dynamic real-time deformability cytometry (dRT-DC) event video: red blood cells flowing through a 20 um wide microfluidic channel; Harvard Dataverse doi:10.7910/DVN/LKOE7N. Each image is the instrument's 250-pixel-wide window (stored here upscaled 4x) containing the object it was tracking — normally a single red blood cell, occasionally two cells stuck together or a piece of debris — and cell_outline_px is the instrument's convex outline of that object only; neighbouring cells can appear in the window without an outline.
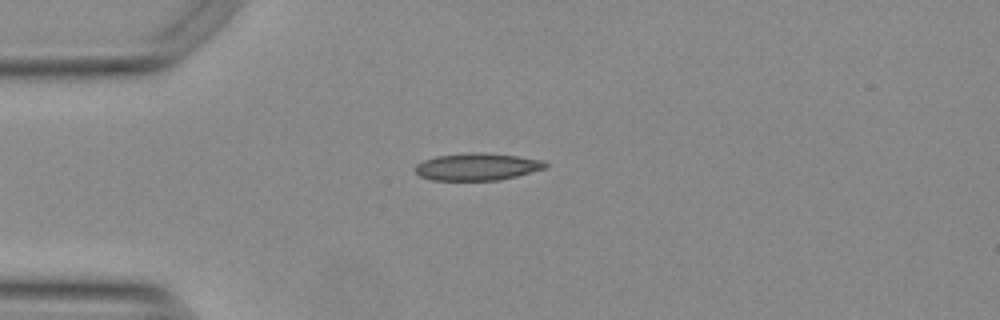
{"species": "Egyptian fruit bat (a non-hibernating species)", "species_latin": "Rousettus aegyptiacus", "temperature_condition": "warm", "stored_images_in_passage": 41, "camera_frame_rate_fps": 3000, "um_per_image_px": 0.085, "animal": {"sex": "female"}, "frame": {"image": 1, "passage_image": 1, "time_ms": 0.0, "image_size_px": [1000, 320], "cell_outline_px": [[548, 168], [500, 180], [432, 180], [420, 176], [412, 168], [416, 164], [424, 160], [436, 156], [468, 152], [484, 152], [516, 156], [544, 160], [548, 164]], "centroid_in_image_um": [40.56, 14.17], "position_along_channel_um": 44.4, "area_um2": 20.87}}
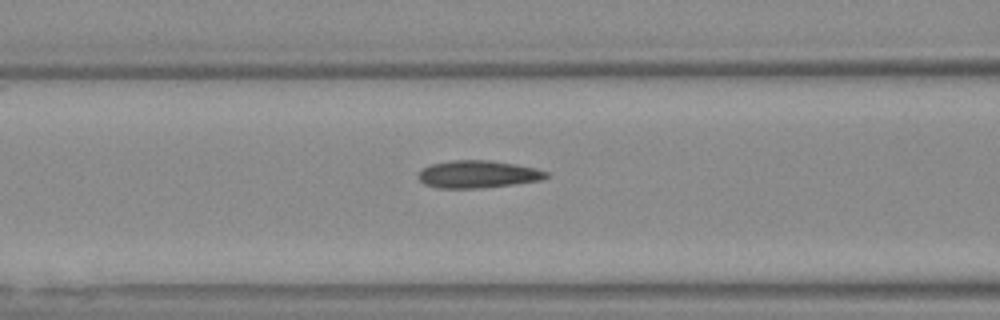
{"frame": {"image": 2, "passage_image": 9, "time_ms": 2.667, "image_size_px": [1000, 320], "cell_outline_px": [[548, 176], [544, 180], [512, 184], [476, 188], [436, 188], [424, 184], [420, 180], [420, 172], [424, 168], [432, 164], [452, 160], [488, 160], [516, 164], [536, 168], [548, 172]], "centroid_in_image_um": [40.65, 14.81], "position_along_channel_um": 125.9, "area_um2": 20.29}}
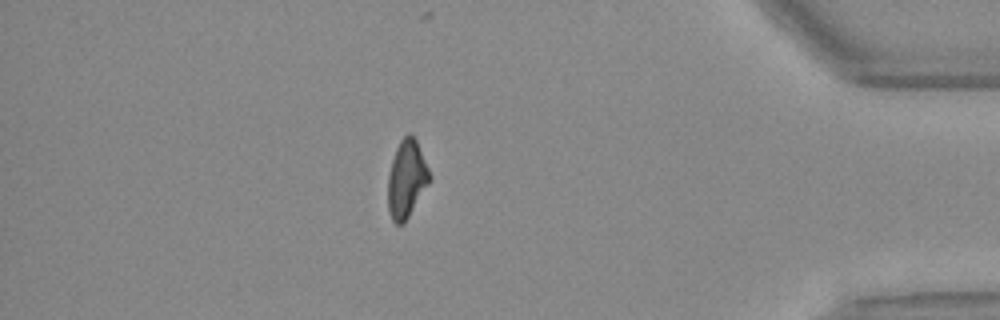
{"frame": {"image": 3, "passage_image": 34, "time_ms": 11.0, "image_size_px": [1000, 320], "cell_outline_px": [[432, 180], [404, 224], [396, 224], [392, 220], [388, 208], [388, 176], [392, 160], [396, 148], [400, 140], [408, 132], [412, 132], [416, 140], [432, 176]], "centroid_in_image_um": [34.58, 15.21], "position_along_channel_um": 400.6, "area_um2": 19.07}, "authors_computed_cell_mechanics": {"area_um2": 19.7676, "velocity_mm_per_s": 3.7871, "shape_relaxation_time_tau1_ms": 10.634, "shape_relaxation_time_tau2_ms": 3.0791, "deformation_change_tau1": 0.2427, "deformation_change_tau2": 0.1012}}